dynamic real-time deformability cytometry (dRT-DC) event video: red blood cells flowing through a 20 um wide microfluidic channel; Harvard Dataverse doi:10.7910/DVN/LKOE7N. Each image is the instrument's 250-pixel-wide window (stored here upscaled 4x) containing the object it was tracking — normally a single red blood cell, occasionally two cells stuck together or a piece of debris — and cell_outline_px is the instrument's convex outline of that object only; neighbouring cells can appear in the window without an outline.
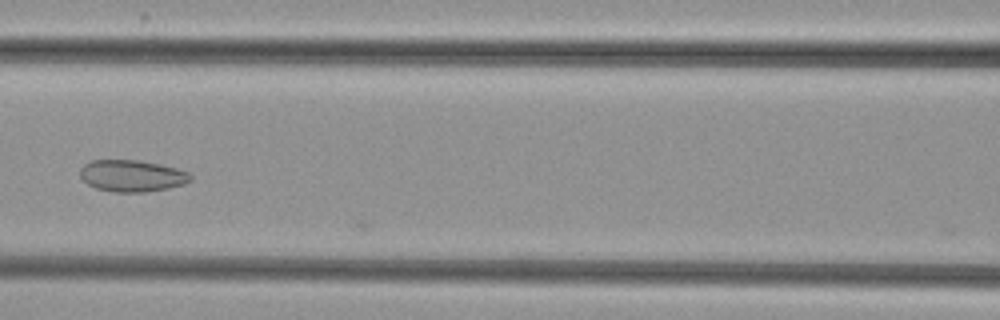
{"species": "common noctule bat (a hibernating species)", "species_latin": "Nyctalus noctula", "temperature_condition": "cold", "stored_images_in_passage": 6, "camera_frame_rate_fps": 3000, "um_per_image_px": 0.085, "animal": {"sex": "female", "body_mass_g": 29.2, "forearm_length_mm": 56.3}, "frame": {"image": 1, "passage_image": 5, "time_ms": 4.667, "image_size_px": [1000, 320], "cell_outline_px": [[192, 180], [184, 184], [168, 188], [144, 192], [112, 192], [96, 188], [88, 184], [80, 176], [80, 168], [84, 164], [92, 160], [140, 160], [160, 164], [176, 168], [188, 172], [192, 176]], "centroid_in_image_um": [11.22, 14.94], "position_along_channel_um": 155.4, "area_um2": 20.46}}